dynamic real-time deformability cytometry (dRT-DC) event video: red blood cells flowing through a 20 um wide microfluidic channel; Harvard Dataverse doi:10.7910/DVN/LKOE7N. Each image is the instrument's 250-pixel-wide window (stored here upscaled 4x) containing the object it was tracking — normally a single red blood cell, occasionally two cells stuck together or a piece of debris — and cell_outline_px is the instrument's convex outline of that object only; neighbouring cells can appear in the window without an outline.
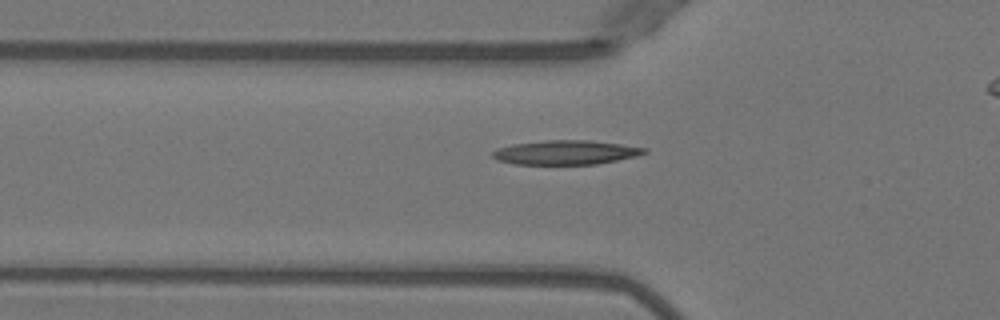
{"species": "Egyptian fruit bat (a non-hibernating species)", "species_latin": "Rousettus aegyptiacus", "temperature_condition": "warm", "stored_images_in_passage": 46, "camera_frame_rate_fps": 3000, "um_per_image_px": 0.085, "animal": {"sex": "female"}, "frame": {"image": 1, "passage_image": 18, "time_ms": 5.667, "image_size_px": [1000, 320], "cell_outline_px": [[648, 152], [636, 156], [596, 164], [516, 164], [496, 160], [492, 156], [492, 152], [496, 148], [512, 144], [544, 140], [588, 140], [620, 144], [648, 148]], "centroid_in_image_um": [48.06, 12.95], "position_along_channel_um": 77.7, "area_um2": 21.44}}
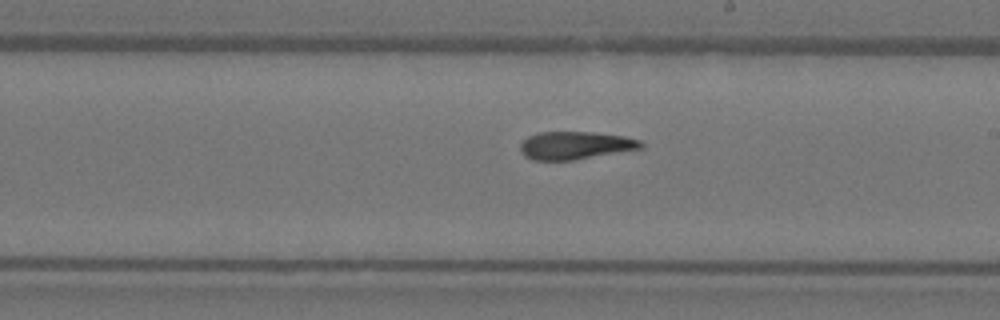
{"frame": {"image": 2, "passage_image": 30, "time_ms": 9.667, "image_size_px": [1000, 320], "cell_outline_px": [[644, 148], [572, 160], [532, 160], [524, 156], [520, 152], [520, 144], [528, 136], [540, 132], [592, 132], [624, 136], [640, 140], [644, 144]], "centroid_in_image_um": [48.89, 12.36], "position_along_channel_um": 240.1, "area_um2": 19.59}}
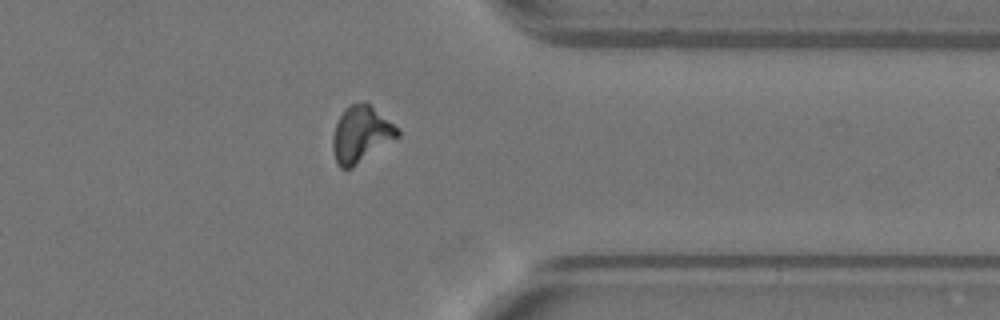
{"frame": {"image": 3, "passage_image": 41, "time_ms": 13.333, "image_size_px": [1000, 320], "cell_outline_px": [[400, 136], [352, 168], [340, 168], [336, 164], [332, 148], [332, 136], [336, 124], [340, 116], [352, 104], [364, 100], [400, 128]], "centroid_in_image_um": [30.7, 11.43], "position_along_channel_um": 380.7, "area_um2": 21.33}, "authors_computed_cell_mechanics": {"area_um2": 20.2878, "velocity_mm_per_s": 4.0419, "shape_relaxation_time_tau1_ms": null, "shape_relaxation_time_tau2_ms": 3.6642, "deformation_change_tau1": null, "deformation_change_tau2": 0.1293}}